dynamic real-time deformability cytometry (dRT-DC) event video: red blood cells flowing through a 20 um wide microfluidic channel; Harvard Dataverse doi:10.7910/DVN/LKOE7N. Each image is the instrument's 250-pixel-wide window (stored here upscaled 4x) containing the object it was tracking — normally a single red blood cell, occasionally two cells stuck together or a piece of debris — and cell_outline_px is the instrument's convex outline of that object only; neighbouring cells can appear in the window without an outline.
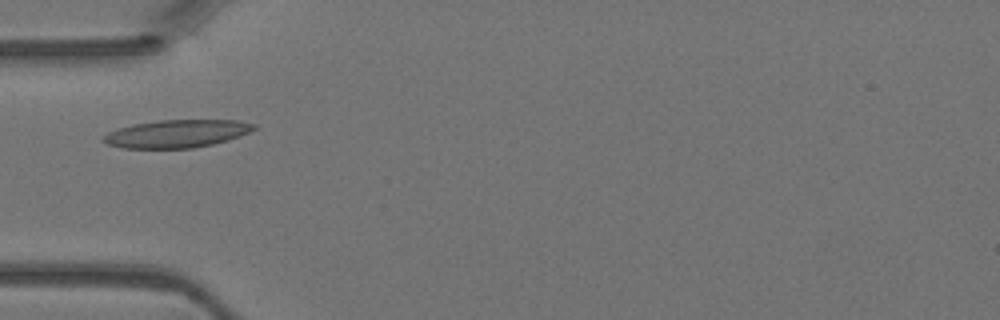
{"species": "Egyptian fruit bat (a non-hibernating species)", "species_latin": "Rousettus aegyptiacus", "temperature_condition": "warm", "stored_images_in_passage": 5, "camera_frame_rate_fps": 3000, "um_per_image_px": 0.085, "animal": {"sex": "female"}, "frame": {"image": 1, "passage_image": 5, "time_ms": 1.333, "image_size_px": [1000, 320], "cell_outline_px": [[256, 128], [240, 136], [228, 140], [212, 144], [192, 148], [124, 148], [108, 144], [100, 140], [108, 132], [132, 124], [156, 120], [240, 120], [256, 124]], "centroid_in_image_um": [15.03, 11.35], "position_along_channel_um": 70.0, "area_um2": 24.39}}